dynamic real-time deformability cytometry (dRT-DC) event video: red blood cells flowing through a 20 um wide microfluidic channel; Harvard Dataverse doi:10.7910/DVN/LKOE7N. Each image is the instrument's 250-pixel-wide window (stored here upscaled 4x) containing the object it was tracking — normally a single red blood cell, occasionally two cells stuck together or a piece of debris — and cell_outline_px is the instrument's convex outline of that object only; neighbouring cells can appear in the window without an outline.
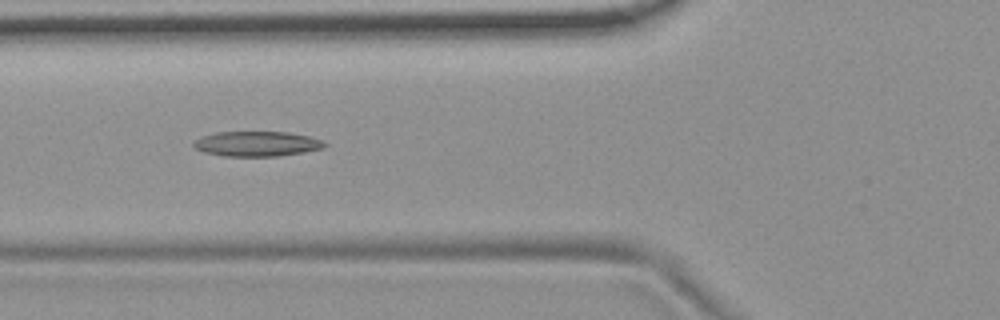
{"species": "common noctule bat (a hibernating species)", "species_latin": "Nyctalus noctula", "temperature_condition": "room temperature", "stored_images_in_passage": 48, "camera_frame_rate_fps": 3000, "um_per_image_px": 0.085, "animal": {"sex": "female", "body_mass_g": 19.9}, "frame": {"image": 1, "passage_image": 14, "time_ms": 4.333, "image_size_px": [1000, 320], "cell_outline_px": [[328, 144], [324, 148], [304, 152], [280, 156], [224, 156], [204, 152], [196, 148], [192, 144], [200, 136], [216, 132], [288, 132], [308, 136], [324, 140]], "centroid_in_image_um": [21.87, 12.22], "position_along_channel_um": 103.9, "area_um2": 19.19}}
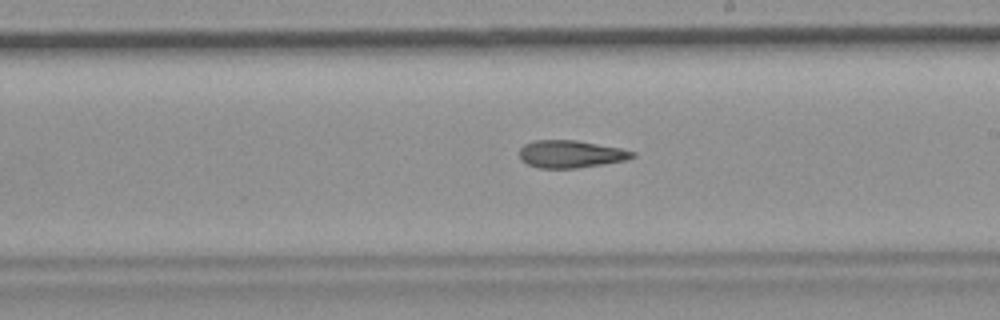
{"frame": {"image": 2, "passage_image": 25, "time_ms": 8.0, "image_size_px": [1000, 320], "cell_outline_px": [[636, 156], [624, 160], [576, 168], [536, 168], [520, 160], [520, 148], [524, 144], [532, 140], [576, 140], [620, 148], [636, 152]], "centroid_in_image_um": [48.47, 13.09], "position_along_channel_um": 240.5, "area_um2": 18.03}}
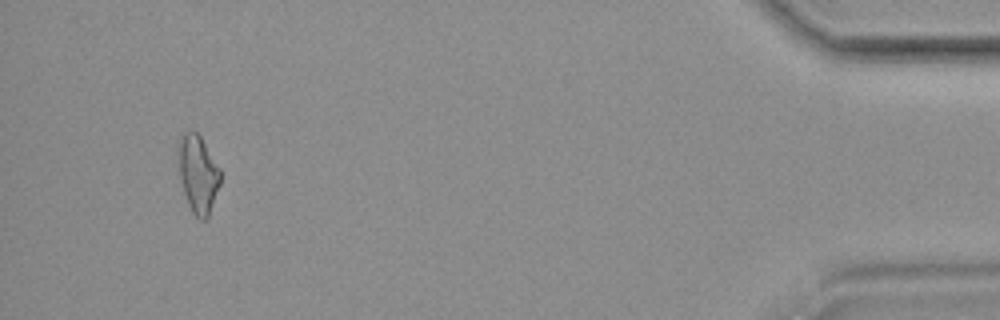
{"frame": {"image": 3, "passage_image": 45, "time_ms": 14.667, "image_size_px": [1000, 320], "cell_outline_px": [[220, 184], [208, 220], [200, 220], [192, 212], [188, 204], [184, 192], [180, 176], [180, 136], [184, 132], [192, 128], [200, 136], [220, 168]], "centroid_in_image_um": [16.87, 14.82], "position_along_channel_um": 418.3, "area_um2": 18.79}, "authors_computed_cell_mechanics": {"area_um2": 18.6983, "velocity_mm_per_s": 3.7248, "shape_relaxation_time_tau1_ms": null, "shape_relaxation_time_tau2_ms": 5.4737, "deformation_change_tau1": null, "deformation_change_tau2": 0.1608}}